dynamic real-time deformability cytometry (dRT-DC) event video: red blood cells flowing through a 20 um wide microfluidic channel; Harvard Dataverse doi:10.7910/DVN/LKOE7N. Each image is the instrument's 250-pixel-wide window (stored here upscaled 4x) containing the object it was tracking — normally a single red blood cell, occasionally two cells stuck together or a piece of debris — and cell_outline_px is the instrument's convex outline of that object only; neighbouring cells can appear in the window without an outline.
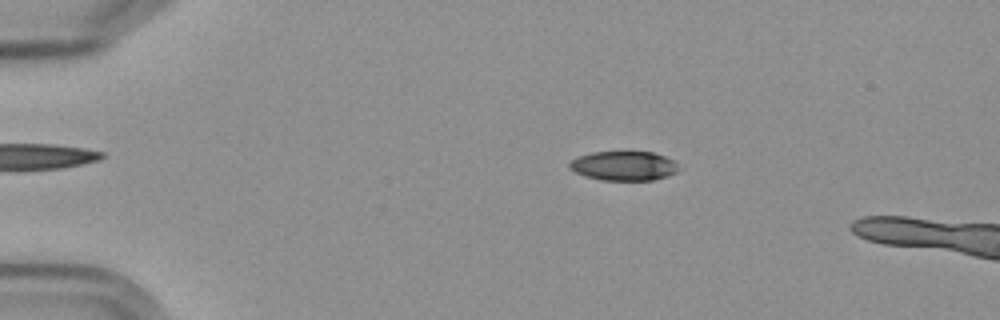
{"species": "Egyptian fruit bat (a non-hibernating species)", "species_latin": "Rousettus aegyptiacus", "temperature_condition": "cold", "stored_images_in_passage": 5, "camera_frame_rate_fps": 3000, "um_per_image_px": 0.085, "frame": {"image": 1, "passage_image": 3, "time_ms": 2.333, "image_size_px": [1000, 320], "cell_outline_px": [[680, 168], [676, 172], [668, 176], [652, 180], [600, 180], [584, 176], [568, 168], [568, 164], [572, 160], [580, 156], [592, 152], [652, 152], [676, 160]], "centroid_in_image_um": [53.05, 14.1], "position_along_channel_um": 31.9, "area_um2": 18.79}}